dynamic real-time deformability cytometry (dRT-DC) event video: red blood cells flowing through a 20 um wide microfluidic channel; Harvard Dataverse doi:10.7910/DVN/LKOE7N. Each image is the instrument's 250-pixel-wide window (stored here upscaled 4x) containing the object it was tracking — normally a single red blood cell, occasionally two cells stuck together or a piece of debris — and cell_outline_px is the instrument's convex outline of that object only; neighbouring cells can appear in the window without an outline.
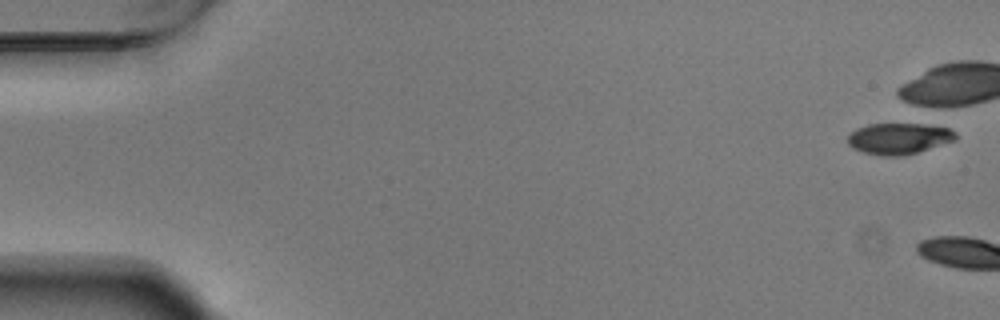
{"species": "Egyptian fruit bat (a non-hibernating species)", "species_latin": "Rousettus aegyptiacus", "temperature_condition": "warm", "stored_images_in_passage": 1, "camera_frame_rate_fps": 3000, "um_per_image_px": 0.085, "animal": {"sex": "male"}, "frame": {"image": 1, "passage_image": 1, "time_ms": 0.0, "image_size_px": [1000, 320], "cell_outline_px": [[956, 140], [916, 152], [900, 156], [880, 156], [864, 152], [852, 148], [848, 144], [848, 136], [856, 128], [868, 124], [912, 120], [916, 120], [940, 124], [956, 132]], "centroid_in_image_um": [76.46, 11.69], "position_along_channel_um": 8.5, "area_um2": 20.81}}